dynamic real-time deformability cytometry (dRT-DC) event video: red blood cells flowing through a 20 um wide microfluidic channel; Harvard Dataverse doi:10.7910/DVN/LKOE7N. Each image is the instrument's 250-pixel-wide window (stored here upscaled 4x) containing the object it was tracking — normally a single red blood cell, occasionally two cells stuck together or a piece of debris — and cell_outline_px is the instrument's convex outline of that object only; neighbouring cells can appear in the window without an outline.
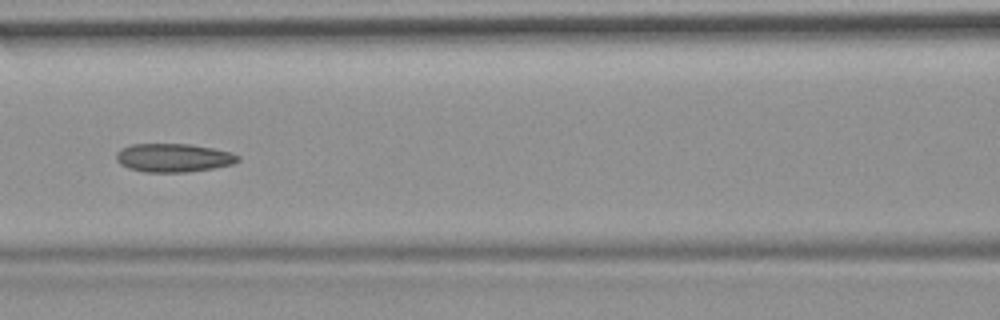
{"species": "common noctule bat (a hibernating species)", "species_latin": "Nyctalus noctula", "temperature_condition": "room temperature", "stored_images_in_passage": 10, "camera_frame_rate_fps": 3000, "um_per_image_px": 0.085, "animal": {"sex": "female", "body_mass_g": 19.9}, "frame": {"image": 1, "passage_image": 6, "time_ms": 1.667, "image_size_px": [1000, 320], "cell_outline_px": [[240, 160], [232, 164], [212, 168], [188, 172], [144, 172], [128, 168], [120, 164], [116, 160], [116, 152], [120, 148], [128, 144], [188, 144], [212, 148], [232, 152], [240, 156]], "centroid_in_image_um": [14.71, 13.41], "position_along_channel_um": 151.9, "area_um2": 20.35}}
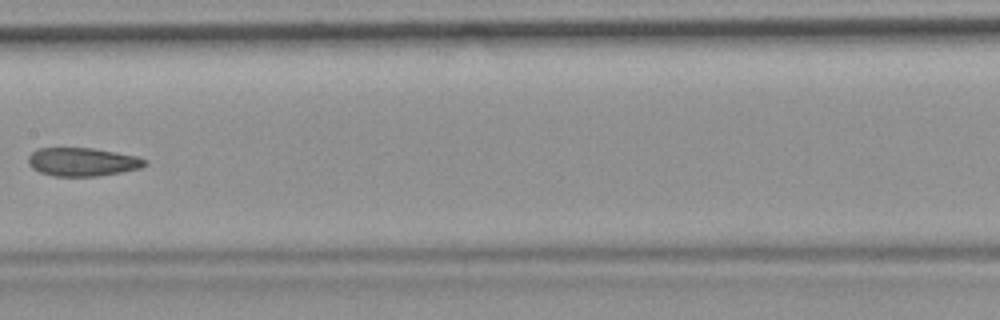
{"frame": {"image": 2, "passage_image": 7, "time_ms": 2.0, "image_size_px": [1000, 320], "cell_outline_px": [[148, 164], [140, 168], [120, 172], [96, 176], [52, 176], [40, 172], [32, 168], [28, 164], [28, 156], [36, 148], [92, 148], [116, 152], [136, 156], [148, 160]], "centroid_in_image_um": [7.0, 13.76], "position_along_channel_um": 200.4, "area_um2": 19.36}}
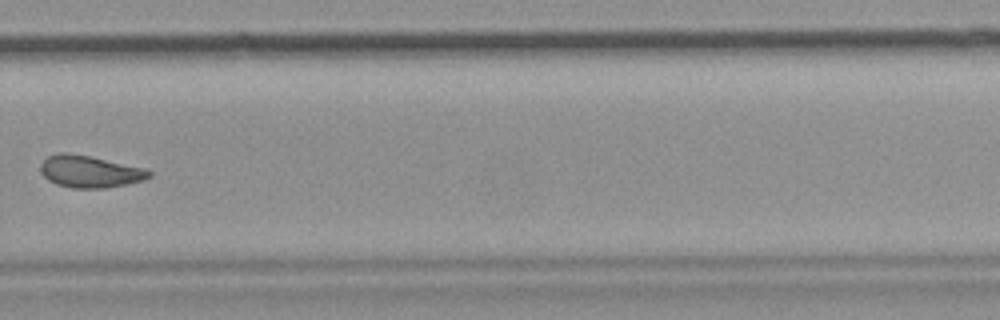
{"frame": {"image": 3, "passage_image": 10, "time_ms": 3.0, "image_size_px": [1000, 320], "cell_outline_px": [[152, 176], [144, 180], [104, 188], [72, 188], [56, 184], [48, 180], [40, 172], [40, 164], [48, 156], [60, 152], [68, 152], [88, 156], [144, 168], [152, 172]], "centroid_in_image_um": [7.6, 14.58], "position_along_channel_um": 322.2, "area_um2": 20.11}}